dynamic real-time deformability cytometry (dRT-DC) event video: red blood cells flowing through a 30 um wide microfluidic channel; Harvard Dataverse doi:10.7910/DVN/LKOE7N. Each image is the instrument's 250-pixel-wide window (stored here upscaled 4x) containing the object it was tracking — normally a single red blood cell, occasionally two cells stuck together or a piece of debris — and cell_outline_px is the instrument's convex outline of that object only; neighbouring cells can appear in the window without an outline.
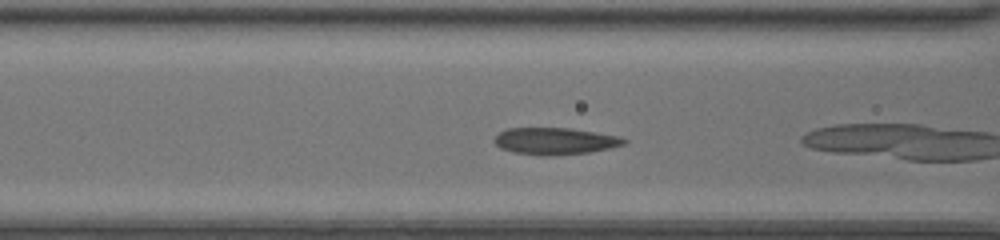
{"species": "common noctule bat (a hibernating species)", "species_latin": "Nyctalus noctula", "temperature_condition": "room temperature", "stored_images_in_passage": 27, "camera_frame_rate_fps": 3000, "um_per_image_px": 0.085, "animal": {"sex": "female", "body_mass_g": 20.0, "forearm_length_mm": 54.0}, "frame": {"image": 1, "passage_image": 5, "time_ms": 1.333, "image_size_px": [1000, 240], "cell_outline_px": [[628, 140], [624, 144], [608, 148], [588, 152], [548, 156], [540, 156], [516, 152], [500, 148], [492, 140], [500, 132], [508, 128], [568, 128], [620, 136]], "centroid_in_image_um": [47.15, 11.99], "position_along_channel_um": 119.4, "area_um2": 20.11}}
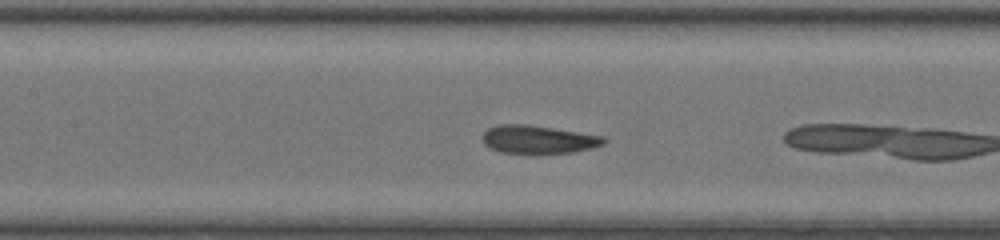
{"frame": {"image": 2, "passage_image": 8, "time_ms": 2.333, "image_size_px": [1000, 240], "cell_outline_px": [[608, 140], [604, 144], [592, 148], [572, 152], [500, 152], [484, 144], [480, 136], [488, 128], [500, 124], [524, 124], [552, 128], [604, 136]], "centroid_in_image_um": [45.74, 11.83], "position_along_channel_um": 161.7, "area_um2": 19.54}, "authors_computed_cell_mechanics": {"area_um2": 19.8832, "velocity_mm_per_s": 4.2106, "shape_relaxation_time_tau1_ms": 4.3688, "shape_relaxation_time_tau2_ms": 1.5134, "deformation_change_tau1": 0.1126, "deformation_change_tau2": 0.0613}}